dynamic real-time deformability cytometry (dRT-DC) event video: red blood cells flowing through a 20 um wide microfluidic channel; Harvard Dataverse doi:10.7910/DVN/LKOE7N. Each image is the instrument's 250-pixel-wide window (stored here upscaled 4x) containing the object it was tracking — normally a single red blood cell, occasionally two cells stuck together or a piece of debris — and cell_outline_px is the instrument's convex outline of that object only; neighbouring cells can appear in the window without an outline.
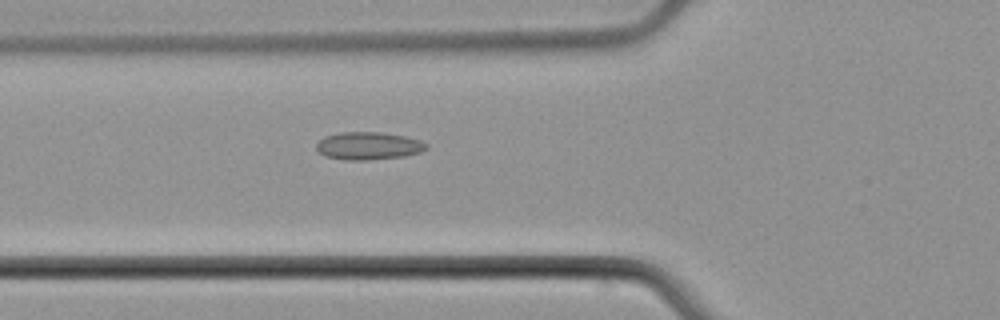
{"species": "common noctule bat (a hibernating species)", "species_latin": "Nyctalus noctula", "temperature_condition": "cold", "stored_images_in_passage": 5, "camera_frame_rate_fps": 3000, "um_per_image_px": 0.085, "animal": {"sex": "male", "body_mass_g": 21.5, "forearm_length_mm": 52.0}, "frame": {"image": 1, "passage_image": 5, "time_ms": 4.667, "image_size_px": [1000, 320], "cell_outline_px": [[428, 148], [420, 152], [404, 156], [364, 160], [344, 160], [324, 156], [316, 148], [316, 144], [324, 136], [340, 132], [380, 132], [404, 136], [420, 140], [428, 144]], "centroid_in_image_um": [31.31, 12.39], "position_along_channel_um": 94.5, "area_um2": 17.74}}